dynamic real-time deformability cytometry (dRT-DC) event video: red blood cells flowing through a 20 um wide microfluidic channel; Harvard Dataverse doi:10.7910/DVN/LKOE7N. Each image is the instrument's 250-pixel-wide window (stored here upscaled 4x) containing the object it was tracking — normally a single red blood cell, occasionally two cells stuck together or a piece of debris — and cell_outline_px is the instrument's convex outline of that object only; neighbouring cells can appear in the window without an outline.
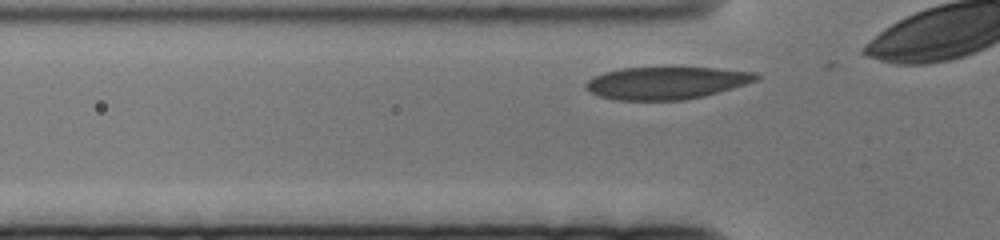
{"species": "human", "species_latin": "Homo sapiens", "temperature_condition": "cold", "stored_images_in_passage": 42, "camera_frame_rate_fps": 3000, "um_per_image_px": 0.085, "donor": {"sex": "female"}, "frame": {"image": 1, "passage_image": 3, "time_ms": 0.667, "image_size_px": [1000, 240], "cell_outline_px": [[760, 76], [756, 80], [732, 88], [704, 96], [684, 100], [612, 100], [600, 96], [584, 88], [584, 84], [592, 76], [604, 72], [620, 68], [712, 68], [756, 72]], "centroid_in_image_um": [56.58, 7.05], "position_along_channel_um": 69.2, "area_um2": 32.02}}
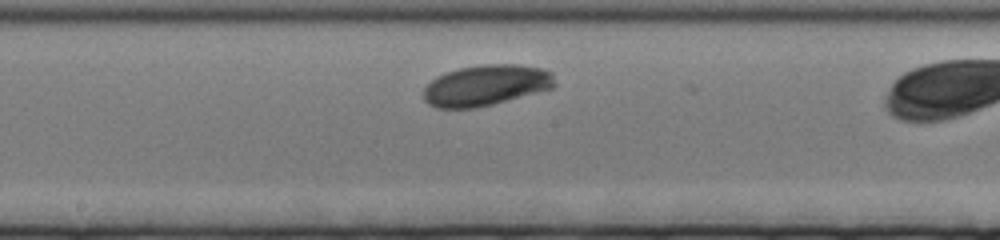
{"frame": {"image": 2, "passage_image": 20, "time_ms": 6.333, "image_size_px": [1000, 240], "cell_outline_px": [[556, 84], [552, 88], [492, 104], [476, 108], [436, 108], [428, 104], [424, 100], [424, 88], [436, 76], [444, 72], [460, 68], [484, 64], [520, 64], [540, 68], [552, 72]], "centroid_in_image_um": [41.29, 7.24], "position_along_channel_um": 206.9, "area_um2": 31.21}}
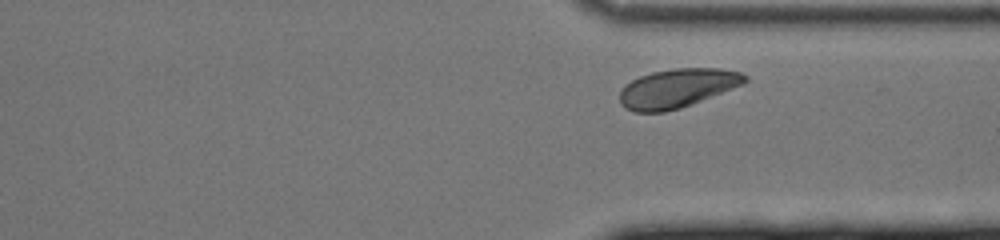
{"frame": {"image": 3, "passage_image": 38, "time_ms": 12.333, "image_size_px": [1000, 240], "cell_outline_px": [[748, 80], [744, 84], [692, 104], [680, 108], [664, 112], [632, 112], [624, 108], [620, 104], [620, 92], [632, 80], [640, 76], [652, 72], [672, 68], [720, 68], [740, 72], [748, 76]], "centroid_in_image_um": [57.58, 7.5], "position_along_channel_um": 353.8, "area_um2": 28.44}}